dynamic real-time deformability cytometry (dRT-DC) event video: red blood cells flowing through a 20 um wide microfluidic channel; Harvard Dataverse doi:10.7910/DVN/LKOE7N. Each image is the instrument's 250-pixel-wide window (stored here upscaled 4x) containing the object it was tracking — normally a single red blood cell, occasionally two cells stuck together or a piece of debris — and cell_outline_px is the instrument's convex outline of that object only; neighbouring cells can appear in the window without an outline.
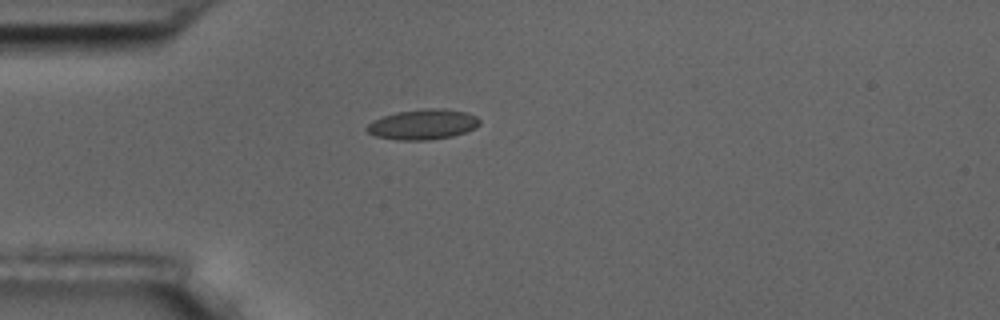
{"species": "common noctule bat (a hibernating species)", "species_latin": "Nyctalus noctula", "temperature_condition": "room temperature", "stored_images_in_passage": 1, "camera_frame_rate_fps": 3000, "um_per_image_px": 0.085, "animal": {"sex": "male", "body_mass_g": 17.5, "forearm_length_mm": 52.3}, "frame": {"image": 1, "passage_image": 1, "time_ms": 0.0, "image_size_px": [1000, 320], "cell_outline_px": [[480, 124], [476, 128], [452, 136], [428, 140], [396, 140], [376, 136], [368, 132], [364, 128], [372, 120], [396, 112], [424, 108], [444, 108], [468, 112], [476, 116], [480, 120]], "centroid_in_image_um": [35.95, 10.56], "position_along_channel_um": 49.0, "area_um2": 20.06}}